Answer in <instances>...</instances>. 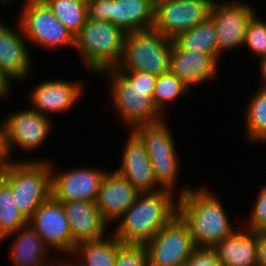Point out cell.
<instances>
[{"label":"cell","mask_w":266,"mask_h":266,"mask_svg":"<svg viewBox=\"0 0 266 266\" xmlns=\"http://www.w3.org/2000/svg\"><path fill=\"white\" fill-rule=\"evenodd\" d=\"M173 41L181 49L208 54L218 62L217 33L210 18L179 34Z\"/></svg>","instance_id":"d4e9b609"},{"label":"cell","mask_w":266,"mask_h":266,"mask_svg":"<svg viewBox=\"0 0 266 266\" xmlns=\"http://www.w3.org/2000/svg\"><path fill=\"white\" fill-rule=\"evenodd\" d=\"M173 40L154 28L127 32L118 71H142L160 76L169 71Z\"/></svg>","instance_id":"52a82bcc"},{"label":"cell","mask_w":266,"mask_h":266,"mask_svg":"<svg viewBox=\"0 0 266 266\" xmlns=\"http://www.w3.org/2000/svg\"><path fill=\"white\" fill-rule=\"evenodd\" d=\"M191 88L181 81L170 71L157 76L153 93V101L158 110L164 114L165 109L178 101V99L188 96Z\"/></svg>","instance_id":"83f0119b"},{"label":"cell","mask_w":266,"mask_h":266,"mask_svg":"<svg viewBox=\"0 0 266 266\" xmlns=\"http://www.w3.org/2000/svg\"><path fill=\"white\" fill-rule=\"evenodd\" d=\"M155 0H87V16L92 21H105L126 33L154 26Z\"/></svg>","instance_id":"30bf717a"},{"label":"cell","mask_w":266,"mask_h":266,"mask_svg":"<svg viewBox=\"0 0 266 266\" xmlns=\"http://www.w3.org/2000/svg\"><path fill=\"white\" fill-rule=\"evenodd\" d=\"M105 76L109 83V97L122 124L133 130L136 126L156 124L165 120L153 101L157 76L142 71H118L107 69L99 76Z\"/></svg>","instance_id":"6da1fadb"},{"label":"cell","mask_w":266,"mask_h":266,"mask_svg":"<svg viewBox=\"0 0 266 266\" xmlns=\"http://www.w3.org/2000/svg\"><path fill=\"white\" fill-rule=\"evenodd\" d=\"M257 266H266V232L257 233Z\"/></svg>","instance_id":"e575fe53"},{"label":"cell","mask_w":266,"mask_h":266,"mask_svg":"<svg viewBox=\"0 0 266 266\" xmlns=\"http://www.w3.org/2000/svg\"><path fill=\"white\" fill-rule=\"evenodd\" d=\"M257 63H259L258 64L259 65L258 69L260 70L259 78H261L259 86L266 88V56L260 58L259 61H257Z\"/></svg>","instance_id":"8d00e7d4"},{"label":"cell","mask_w":266,"mask_h":266,"mask_svg":"<svg viewBox=\"0 0 266 266\" xmlns=\"http://www.w3.org/2000/svg\"><path fill=\"white\" fill-rule=\"evenodd\" d=\"M4 3V4H3ZM0 5H5L7 6V4L3 1V0H0Z\"/></svg>","instance_id":"ab89813d"},{"label":"cell","mask_w":266,"mask_h":266,"mask_svg":"<svg viewBox=\"0 0 266 266\" xmlns=\"http://www.w3.org/2000/svg\"><path fill=\"white\" fill-rule=\"evenodd\" d=\"M215 0H155L153 28L173 40L209 18Z\"/></svg>","instance_id":"7c38bea8"},{"label":"cell","mask_w":266,"mask_h":266,"mask_svg":"<svg viewBox=\"0 0 266 266\" xmlns=\"http://www.w3.org/2000/svg\"><path fill=\"white\" fill-rule=\"evenodd\" d=\"M13 28L0 20V71L11 82L24 81L33 71L30 47L18 19Z\"/></svg>","instance_id":"2e32d148"},{"label":"cell","mask_w":266,"mask_h":266,"mask_svg":"<svg viewBox=\"0 0 266 266\" xmlns=\"http://www.w3.org/2000/svg\"><path fill=\"white\" fill-rule=\"evenodd\" d=\"M50 119L46 115L35 112L30 106L9 112L2 121L6 129L10 155L16 147L24 152L42 148L53 131V121Z\"/></svg>","instance_id":"4fadbf2b"},{"label":"cell","mask_w":266,"mask_h":266,"mask_svg":"<svg viewBox=\"0 0 266 266\" xmlns=\"http://www.w3.org/2000/svg\"><path fill=\"white\" fill-rule=\"evenodd\" d=\"M251 96L248 97L244 111L245 137L249 143L264 144L266 142V88L259 86Z\"/></svg>","instance_id":"484cf974"},{"label":"cell","mask_w":266,"mask_h":266,"mask_svg":"<svg viewBox=\"0 0 266 266\" xmlns=\"http://www.w3.org/2000/svg\"><path fill=\"white\" fill-rule=\"evenodd\" d=\"M16 13L29 44L47 51L74 48V36L54 16L43 0H24ZM18 14V16H17Z\"/></svg>","instance_id":"ba28073f"},{"label":"cell","mask_w":266,"mask_h":266,"mask_svg":"<svg viewBox=\"0 0 266 266\" xmlns=\"http://www.w3.org/2000/svg\"><path fill=\"white\" fill-rule=\"evenodd\" d=\"M256 15L248 23L243 47L259 60L266 56V21Z\"/></svg>","instance_id":"f546056e"},{"label":"cell","mask_w":266,"mask_h":266,"mask_svg":"<svg viewBox=\"0 0 266 266\" xmlns=\"http://www.w3.org/2000/svg\"><path fill=\"white\" fill-rule=\"evenodd\" d=\"M16 160L0 177L9 185L19 212L28 221L52 196L51 163L48 159Z\"/></svg>","instance_id":"5b68a950"},{"label":"cell","mask_w":266,"mask_h":266,"mask_svg":"<svg viewBox=\"0 0 266 266\" xmlns=\"http://www.w3.org/2000/svg\"><path fill=\"white\" fill-rule=\"evenodd\" d=\"M69 222L72 241L78 245L85 241L100 239L105 236L109 226L97 208L96 202L70 201L61 202Z\"/></svg>","instance_id":"7402d4cb"},{"label":"cell","mask_w":266,"mask_h":266,"mask_svg":"<svg viewBox=\"0 0 266 266\" xmlns=\"http://www.w3.org/2000/svg\"><path fill=\"white\" fill-rule=\"evenodd\" d=\"M219 63L210 55L181 49L172 43L169 71L191 89L202 83L216 81Z\"/></svg>","instance_id":"ffe728a7"},{"label":"cell","mask_w":266,"mask_h":266,"mask_svg":"<svg viewBox=\"0 0 266 266\" xmlns=\"http://www.w3.org/2000/svg\"><path fill=\"white\" fill-rule=\"evenodd\" d=\"M84 82L81 80L69 81L64 79H47L40 84H36L30 93L29 100L31 109L42 115L50 117L52 114L65 113L71 110L84 92ZM51 114V115H49Z\"/></svg>","instance_id":"e0dca14e"},{"label":"cell","mask_w":266,"mask_h":266,"mask_svg":"<svg viewBox=\"0 0 266 266\" xmlns=\"http://www.w3.org/2000/svg\"><path fill=\"white\" fill-rule=\"evenodd\" d=\"M7 5L11 4V2L13 3L14 0H3Z\"/></svg>","instance_id":"f35d334b"},{"label":"cell","mask_w":266,"mask_h":266,"mask_svg":"<svg viewBox=\"0 0 266 266\" xmlns=\"http://www.w3.org/2000/svg\"><path fill=\"white\" fill-rule=\"evenodd\" d=\"M7 238L13 239L8 248L9 260L13 266H51L59 260L52 257L50 259V248L29 223L4 237L0 243H4Z\"/></svg>","instance_id":"44dd1931"},{"label":"cell","mask_w":266,"mask_h":266,"mask_svg":"<svg viewBox=\"0 0 266 266\" xmlns=\"http://www.w3.org/2000/svg\"><path fill=\"white\" fill-rule=\"evenodd\" d=\"M144 246L149 266H185L196 249L190 229L178 213Z\"/></svg>","instance_id":"9c48e42d"},{"label":"cell","mask_w":266,"mask_h":266,"mask_svg":"<svg viewBox=\"0 0 266 266\" xmlns=\"http://www.w3.org/2000/svg\"><path fill=\"white\" fill-rule=\"evenodd\" d=\"M209 189L193 187L177 197V213L187 223L196 248H213L236 230L220 198Z\"/></svg>","instance_id":"7a4b0ae2"},{"label":"cell","mask_w":266,"mask_h":266,"mask_svg":"<svg viewBox=\"0 0 266 266\" xmlns=\"http://www.w3.org/2000/svg\"><path fill=\"white\" fill-rule=\"evenodd\" d=\"M118 254V239L110 231L100 239L76 245L66 258L72 266H114Z\"/></svg>","instance_id":"cb8c5ba5"},{"label":"cell","mask_w":266,"mask_h":266,"mask_svg":"<svg viewBox=\"0 0 266 266\" xmlns=\"http://www.w3.org/2000/svg\"><path fill=\"white\" fill-rule=\"evenodd\" d=\"M255 198L254 206H252L251 214L247 220L248 223L241 224V226L256 233L266 232V184L260 187Z\"/></svg>","instance_id":"1f68e13d"},{"label":"cell","mask_w":266,"mask_h":266,"mask_svg":"<svg viewBox=\"0 0 266 266\" xmlns=\"http://www.w3.org/2000/svg\"><path fill=\"white\" fill-rule=\"evenodd\" d=\"M114 266H149L145 246L123 244L118 240V254Z\"/></svg>","instance_id":"4dcf8cb0"},{"label":"cell","mask_w":266,"mask_h":266,"mask_svg":"<svg viewBox=\"0 0 266 266\" xmlns=\"http://www.w3.org/2000/svg\"><path fill=\"white\" fill-rule=\"evenodd\" d=\"M125 36L126 32L111 22L87 19L74 37V48L83 61V69L99 75L116 68L123 55Z\"/></svg>","instance_id":"277c9868"},{"label":"cell","mask_w":266,"mask_h":266,"mask_svg":"<svg viewBox=\"0 0 266 266\" xmlns=\"http://www.w3.org/2000/svg\"><path fill=\"white\" fill-rule=\"evenodd\" d=\"M129 132L122 149L121 163L114 170L125 177L139 192L160 190L154 177L152 164L141 138L133 131Z\"/></svg>","instance_id":"ac0fdd59"},{"label":"cell","mask_w":266,"mask_h":266,"mask_svg":"<svg viewBox=\"0 0 266 266\" xmlns=\"http://www.w3.org/2000/svg\"><path fill=\"white\" fill-rule=\"evenodd\" d=\"M169 127L167 121L163 120L156 124L136 126L133 131L145 144L157 185L161 189L178 193L176 197H179L192 187L185 184L180 190L177 189L181 160L178 159L177 143Z\"/></svg>","instance_id":"8992f818"},{"label":"cell","mask_w":266,"mask_h":266,"mask_svg":"<svg viewBox=\"0 0 266 266\" xmlns=\"http://www.w3.org/2000/svg\"><path fill=\"white\" fill-rule=\"evenodd\" d=\"M185 266H223L212 248H196Z\"/></svg>","instance_id":"d6a6232c"},{"label":"cell","mask_w":266,"mask_h":266,"mask_svg":"<svg viewBox=\"0 0 266 266\" xmlns=\"http://www.w3.org/2000/svg\"><path fill=\"white\" fill-rule=\"evenodd\" d=\"M54 16L75 37L88 19L87 0H43Z\"/></svg>","instance_id":"4316f807"},{"label":"cell","mask_w":266,"mask_h":266,"mask_svg":"<svg viewBox=\"0 0 266 266\" xmlns=\"http://www.w3.org/2000/svg\"><path fill=\"white\" fill-rule=\"evenodd\" d=\"M11 158L13 159L8 148L5 125L0 120V175L15 161Z\"/></svg>","instance_id":"836d02e7"},{"label":"cell","mask_w":266,"mask_h":266,"mask_svg":"<svg viewBox=\"0 0 266 266\" xmlns=\"http://www.w3.org/2000/svg\"><path fill=\"white\" fill-rule=\"evenodd\" d=\"M212 249L223 266H257V233L243 226Z\"/></svg>","instance_id":"603a6c76"},{"label":"cell","mask_w":266,"mask_h":266,"mask_svg":"<svg viewBox=\"0 0 266 266\" xmlns=\"http://www.w3.org/2000/svg\"><path fill=\"white\" fill-rule=\"evenodd\" d=\"M175 196L167 189L140 192L136 201L115 222L113 235L123 244L145 245L177 214L178 198Z\"/></svg>","instance_id":"3957f363"},{"label":"cell","mask_w":266,"mask_h":266,"mask_svg":"<svg viewBox=\"0 0 266 266\" xmlns=\"http://www.w3.org/2000/svg\"><path fill=\"white\" fill-rule=\"evenodd\" d=\"M27 223L16 206L9 185L0 177V241Z\"/></svg>","instance_id":"f1b7e54d"},{"label":"cell","mask_w":266,"mask_h":266,"mask_svg":"<svg viewBox=\"0 0 266 266\" xmlns=\"http://www.w3.org/2000/svg\"><path fill=\"white\" fill-rule=\"evenodd\" d=\"M139 191L115 170H107L98 192L97 208L104 221L115 223L136 201Z\"/></svg>","instance_id":"d6986e66"},{"label":"cell","mask_w":266,"mask_h":266,"mask_svg":"<svg viewBox=\"0 0 266 266\" xmlns=\"http://www.w3.org/2000/svg\"><path fill=\"white\" fill-rule=\"evenodd\" d=\"M28 223L44 243L55 252L62 253L64 259L73 253L76 245L61 202L51 196L40 205Z\"/></svg>","instance_id":"9a60e30c"},{"label":"cell","mask_w":266,"mask_h":266,"mask_svg":"<svg viewBox=\"0 0 266 266\" xmlns=\"http://www.w3.org/2000/svg\"><path fill=\"white\" fill-rule=\"evenodd\" d=\"M12 82H10L7 77L0 71V98L2 100L10 97V88Z\"/></svg>","instance_id":"d590c367"},{"label":"cell","mask_w":266,"mask_h":266,"mask_svg":"<svg viewBox=\"0 0 266 266\" xmlns=\"http://www.w3.org/2000/svg\"><path fill=\"white\" fill-rule=\"evenodd\" d=\"M59 259L60 260H58L55 264H53L51 266H72L66 259L62 260L61 257Z\"/></svg>","instance_id":"74e56055"},{"label":"cell","mask_w":266,"mask_h":266,"mask_svg":"<svg viewBox=\"0 0 266 266\" xmlns=\"http://www.w3.org/2000/svg\"><path fill=\"white\" fill-rule=\"evenodd\" d=\"M242 2L215 0L212 4L209 18L217 33L218 63L222 53L243 48L248 23L256 10L251 4Z\"/></svg>","instance_id":"8fae6325"},{"label":"cell","mask_w":266,"mask_h":266,"mask_svg":"<svg viewBox=\"0 0 266 266\" xmlns=\"http://www.w3.org/2000/svg\"><path fill=\"white\" fill-rule=\"evenodd\" d=\"M52 197L58 202H96L101 182L107 169L77 167L70 170L55 169L51 162ZM57 170V171H56Z\"/></svg>","instance_id":"5bb4252c"}]
</instances>
